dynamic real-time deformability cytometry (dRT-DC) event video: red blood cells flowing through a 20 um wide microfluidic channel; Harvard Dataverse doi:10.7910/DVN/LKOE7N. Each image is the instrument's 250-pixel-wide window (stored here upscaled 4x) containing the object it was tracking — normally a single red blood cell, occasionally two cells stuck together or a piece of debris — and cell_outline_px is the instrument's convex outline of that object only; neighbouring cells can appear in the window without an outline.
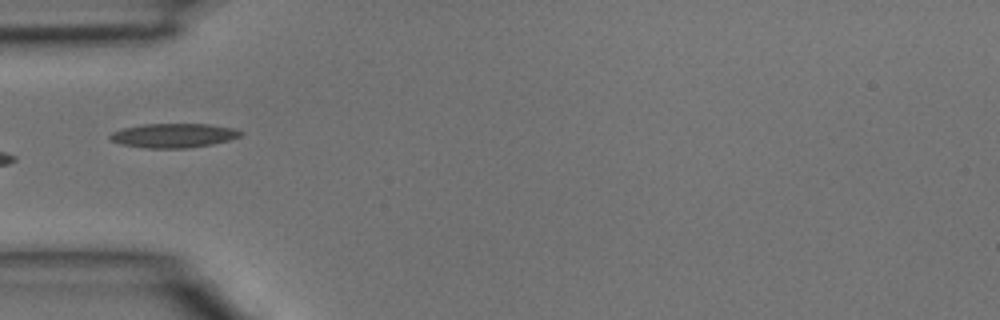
{"species": "common noctule bat (a hibernating species)", "species_latin": "Nyctalus noctula", "temperature_condition": "room temperature", "stored_images_in_passage": 4, "camera_frame_rate_fps": 3000, "um_per_image_px": 0.085, "animal": {"sex": "male", "body_mass_g": 15.6}, "frame": {"image": 1, "passage_image": 4, "time_ms": 1.0, "image_size_px": [1000, 320], "cell_outline_px": [[244, 132], [240, 136], [228, 140], [212, 144], [188, 148], [148, 148], [120, 144], [108, 140], [108, 136], [112, 132], [124, 128], [144, 124], [208, 124], [232, 128]], "centroid_in_image_um": [14.71, 11.52], "position_along_channel_um": 70.3, "area_um2": 18.38}}